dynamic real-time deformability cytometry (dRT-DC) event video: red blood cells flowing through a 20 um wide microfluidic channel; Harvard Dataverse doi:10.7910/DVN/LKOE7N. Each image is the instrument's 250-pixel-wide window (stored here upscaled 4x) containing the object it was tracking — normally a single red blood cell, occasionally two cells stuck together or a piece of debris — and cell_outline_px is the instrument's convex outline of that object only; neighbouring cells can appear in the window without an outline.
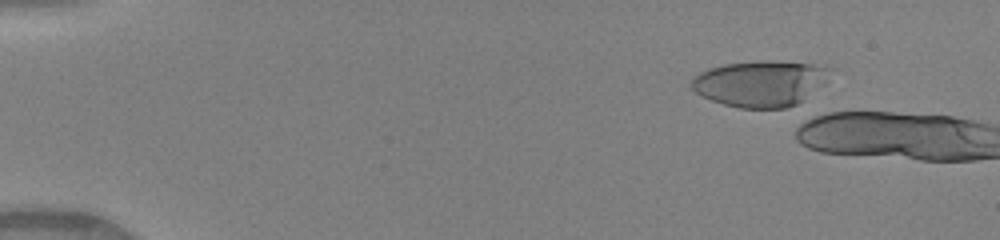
{"species": "human", "species_latin": "Homo sapiens", "temperature_condition": "warm", "stored_images_in_passage": 8, "camera_frame_rate_fps": 3000, "um_per_image_px": 0.085, "donor": {"sex": "female"}, "frame": {"image": 1, "passage_image": 6, "time_ms": 1.667, "image_size_px": [1000, 240], "cell_outline_px": [[836, 68], [804, 100], [796, 104], [784, 108], [740, 108], [724, 104], [700, 96], [692, 88], [692, 80], [700, 72], [708, 68], [724, 64], [812, 64]], "centroid_in_image_um": [64.6, 7.15], "position_along_channel_um": 20.4, "area_um2": 35.55}}